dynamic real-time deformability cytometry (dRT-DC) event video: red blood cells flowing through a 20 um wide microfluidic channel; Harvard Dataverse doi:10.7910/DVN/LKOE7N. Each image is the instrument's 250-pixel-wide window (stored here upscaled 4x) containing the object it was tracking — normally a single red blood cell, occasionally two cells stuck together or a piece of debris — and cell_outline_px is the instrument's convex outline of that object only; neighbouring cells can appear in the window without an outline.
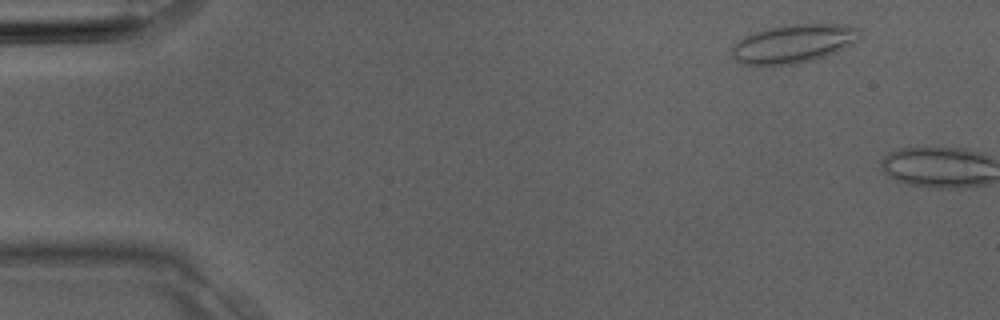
{"species": "Egyptian fruit bat (a non-hibernating species)", "species_latin": "Rousettus aegyptiacus", "temperature_condition": "room temperature", "stored_images_in_passage": 2, "camera_frame_rate_fps": 3000, "um_per_image_px": 0.085, "animal": {"sex": "male"}, "frame": {"image": 1, "passage_image": 1, "time_ms": 0.0, "image_size_px": [1000, 320], "cell_outline_px": [[860, 36], [852, 44], [836, 52], [812, 60], [772, 68], [740, 64], [732, 56], [732, 48], [744, 36], [752, 32], [768, 28], [792, 24], [844, 24], [860, 28]], "centroid_in_image_um": [67.41, 3.74], "position_along_channel_um": 17.6, "area_um2": 29.19}}